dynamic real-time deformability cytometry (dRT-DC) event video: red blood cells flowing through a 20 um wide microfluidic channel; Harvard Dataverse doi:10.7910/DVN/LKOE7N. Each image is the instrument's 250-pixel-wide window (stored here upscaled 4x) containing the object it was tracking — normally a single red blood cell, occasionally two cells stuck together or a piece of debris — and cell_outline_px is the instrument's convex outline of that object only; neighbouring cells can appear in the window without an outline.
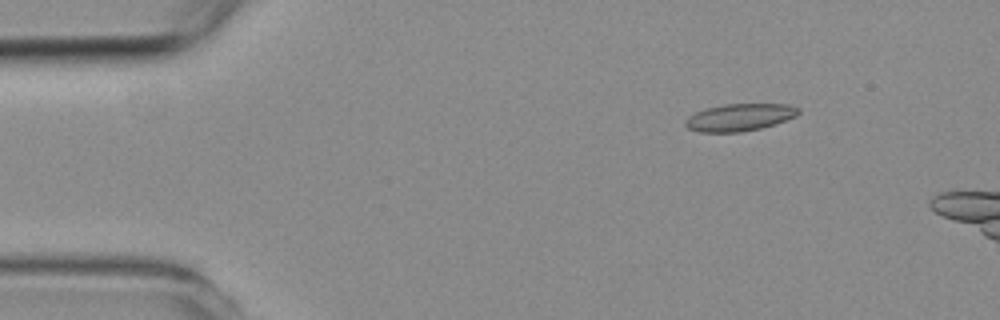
{"species": "common noctule bat (a hibernating species)", "species_latin": "Nyctalus noctula", "temperature_condition": "room temperature", "stored_images_in_passage": 4, "camera_frame_rate_fps": 3000, "um_per_image_px": 0.085, "animal": {"sex": "female", "body_mass_g": 19.3, "forearm_length_mm": 54.1}, "frame": {"image": 1, "passage_image": 2, "time_ms": 1.333, "image_size_px": [1000, 320], "cell_outline_px": [[800, 112], [796, 116], [776, 124], [760, 128], [740, 132], [700, 132], [688, 128], [684, 124], [684, 120], [688, 116], [704, 108], [724, 104], [788, 104], [800, 108]], "centroid_in_image_um": [62.86, 9.97], "position_along_channel_um": 22.1, "area_um2": 18.09}}